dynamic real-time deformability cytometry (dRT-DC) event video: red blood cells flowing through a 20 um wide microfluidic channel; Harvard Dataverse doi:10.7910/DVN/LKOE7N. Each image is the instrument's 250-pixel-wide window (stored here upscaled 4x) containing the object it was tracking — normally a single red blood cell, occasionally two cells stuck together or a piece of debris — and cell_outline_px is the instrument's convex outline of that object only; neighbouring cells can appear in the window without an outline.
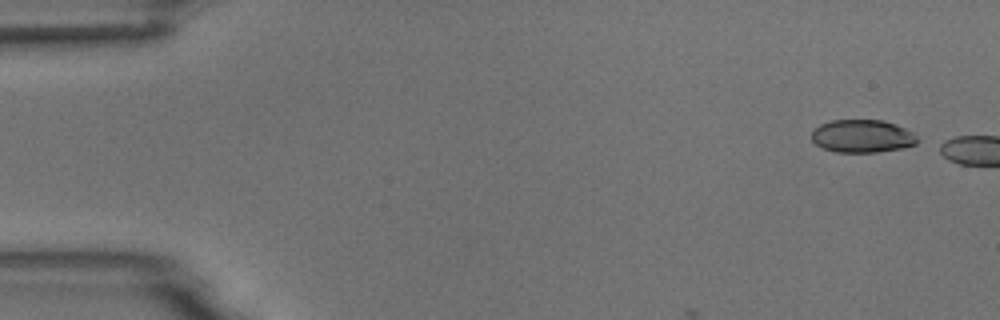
{"species": "common noctule bat (a hibernating species)", "species_latin": "Nyctalus noctula", "temperature_condition": "room temperature", "stored_images_in_passage": 3, "camera_frame_rate_fps": 3000, "um_per_image_px": 0.085, "animal": {"sex": "male", "body_mass_g": 18.8}, "frame": {"image": 1, "passage_image": 1, "time_ms": 0.0, "image_size_px": [1000, 320], "cell_outline_px": [[920, 140], [916, 144], [904, 148], [876, 152], [836, 152], [824, 148], [816, 144], [812, 140], [812, 132], [820, 124], [832, 120], [884, 120], [896, 124], [912, 132]], "centroid_in_image_um": [73.32, 11.57], "position_along_channel_um": 11.7, "area_um2": 20.29}}